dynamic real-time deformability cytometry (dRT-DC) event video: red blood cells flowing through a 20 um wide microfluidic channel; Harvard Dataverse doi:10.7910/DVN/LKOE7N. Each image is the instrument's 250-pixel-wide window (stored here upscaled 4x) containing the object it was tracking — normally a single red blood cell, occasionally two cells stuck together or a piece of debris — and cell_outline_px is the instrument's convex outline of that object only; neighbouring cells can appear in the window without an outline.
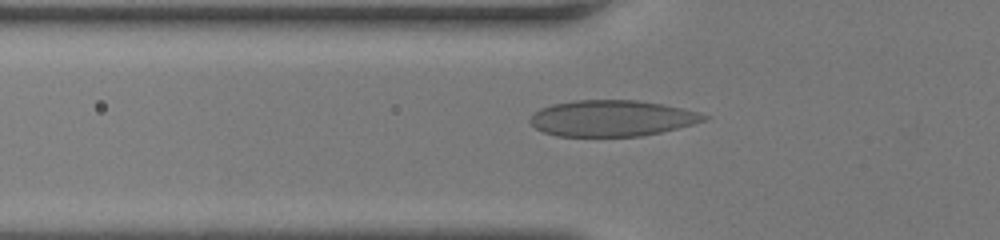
{"species": "human", "species_latin": "Homo sapiens", "temperature_condition": "room temperature", "stored_images_in_passage": 41, "camera_frame_rate_fps": 3000, "um_per_image_px": 0.085, "donor": {"sex": "female"}, "frame": {"image": 1, "passage_image": 10, "time_ms": 3.0, "image_size_px": [1000, 240], "cell_outline_px": [[708, 116], [704, 120], [692, 124], [660, 132], [640, 136], [556, 136], [544, 132], [536, 128], [528, 120], [540, 108], [552, 104], [576, 100], [636, 100], [660, 104], [680, 108], [696, 112]], "centroid_in_image_um": [51.95, 10.05], "position_along_channel_um": 73.9, "area_um2": 36.07}}
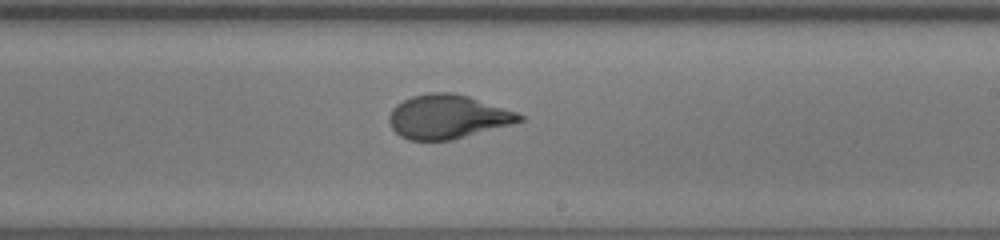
{"frame": {"image": 2, "passage_image": 23, "time_ms": 7.333, "image_size_px": [1000, 240], "cell_outline_px": [[524, 120], [512, 124], [452, 140], [408, 140], [400, 136], [392, 128], [388, 120], [388, 116], [392, 108], [396, 104], [412, 96], [428, 92], [452, 92], [468, 96], [516, 112], [524, 116]], "centroid_in_image_um": [38.02, 9.92], "position_along_channel_um": 251.0, "area_um2": 33.29}}
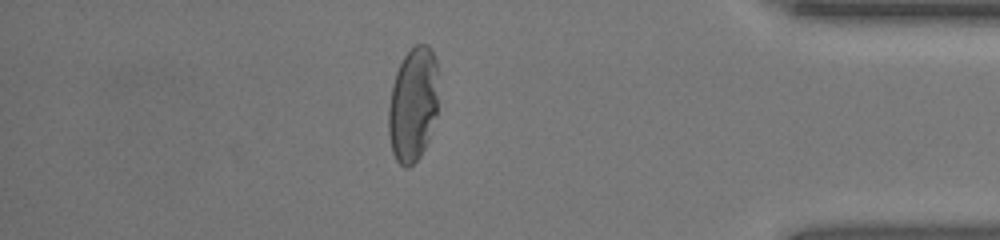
{"frame": {"image": 3, "passage_image": 36, "time_ms": 11.667, "image_size_px": [1000, 240], "cell_outline_px": [[436, 116], [428, 140], [420, 156], [408, 168], [404, 168], [396, 160], [392, 152], [388, 132], [388, 108], [392, 84], [396, 72], [404, 56], [416, 44], [428, 44], [432, 48], [436, 60]], "centroid_in_image_um": [35.08, 8.89], "position_along_channel_um": 400.1, "area_um2": 33.18}}